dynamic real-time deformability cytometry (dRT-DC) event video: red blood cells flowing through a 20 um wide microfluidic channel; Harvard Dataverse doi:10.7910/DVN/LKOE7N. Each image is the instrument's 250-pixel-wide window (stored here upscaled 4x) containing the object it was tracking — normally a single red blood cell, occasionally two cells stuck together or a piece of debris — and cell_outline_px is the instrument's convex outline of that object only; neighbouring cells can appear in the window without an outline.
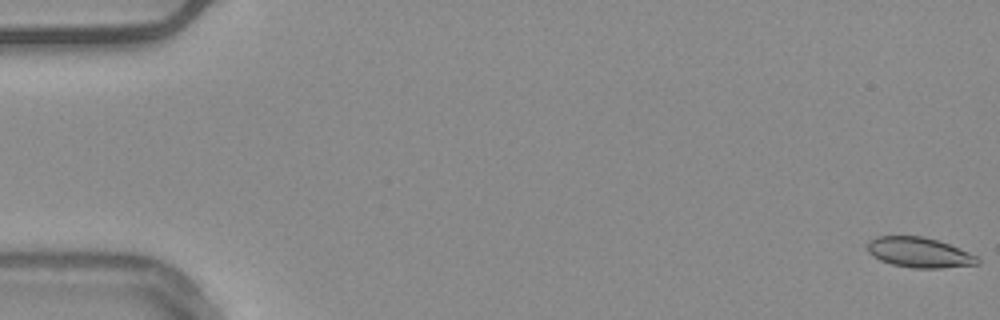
{"species": "common noctule bat (a hibernating species)", "species_latin": "Nyctalus noctula", "temperature_condition": "warm", "stored_images_in_passage": 55, "camera_frame_rate_fps": 3000, "um_per_image_px": 0.085, "animal": {"sex": "male", "body_mass_g": 20.4}, "frame": {"image": 1, "passage_image": 1, "time_ms": 0.0, "image_size_px": [1000, 320], "cell_outline_px": [[968, 264], [896, 264], [884, 260], [876, 256], [872, 252], [876, 240], [884, 236], [912, 236], [932, 240], [956, 248], [964, 252]], "centroid_in_image_um": [77.93, 21.36], "position_along_channel_um": 7.1, "area_um2": 15.09}}
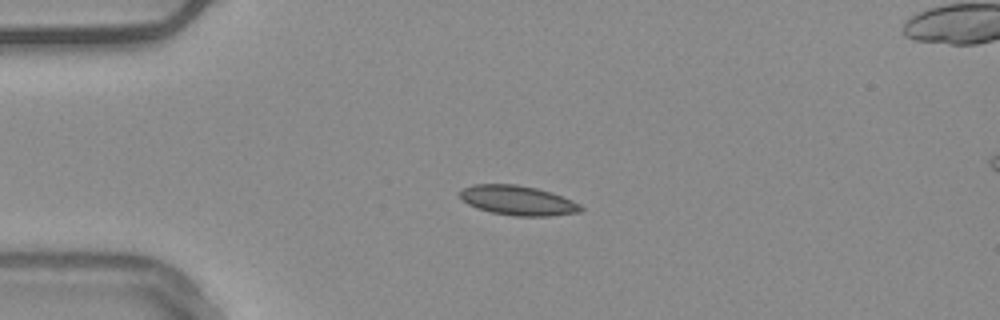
{"frame": {"image": 2, "passage_image": 14, "time_ms": 4.333, "image_size_px": [1000, 320], "cell_outline_px": [[580, 208], [568, 212], [496, 212], [480, 208], [464, 200], [464, 192], [468, 188], [484, 184], [504, 184], [528, 188], [544, 192], [568, 200]], "centroid_in_image_um": [43.83, 16.96], "position_along_channel_um": 41.2, "area_um2": 16.88}}
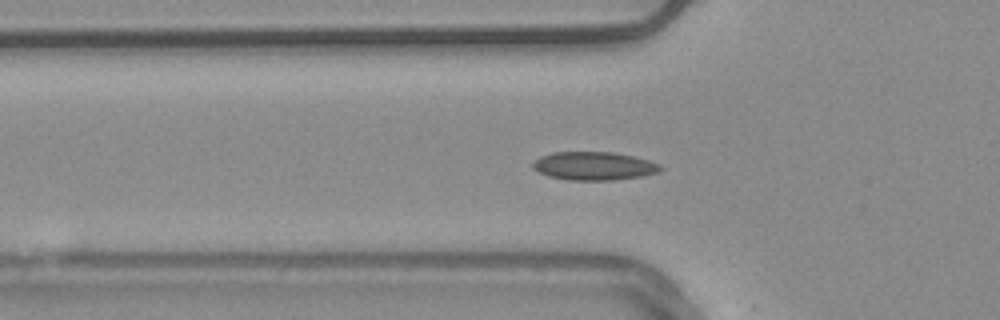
{"frame": {"image": 3, "passage_image": 19, "time_ms": 6.0, "image_size_px": [1000, 320], "cell_outline_px": [[656, 168], [648, 172], [632, 176], [556, 176], [544, 172], [536, 168], [536, 164], [540, 160], [548, 156], [560, 152], [600, 152], [624, 156], [640, 160], [652, 164]], "centroid_in_image_um": [50.35, 14.01], "position_along_channel_um": 75.4, "area_um2": 16.59}}